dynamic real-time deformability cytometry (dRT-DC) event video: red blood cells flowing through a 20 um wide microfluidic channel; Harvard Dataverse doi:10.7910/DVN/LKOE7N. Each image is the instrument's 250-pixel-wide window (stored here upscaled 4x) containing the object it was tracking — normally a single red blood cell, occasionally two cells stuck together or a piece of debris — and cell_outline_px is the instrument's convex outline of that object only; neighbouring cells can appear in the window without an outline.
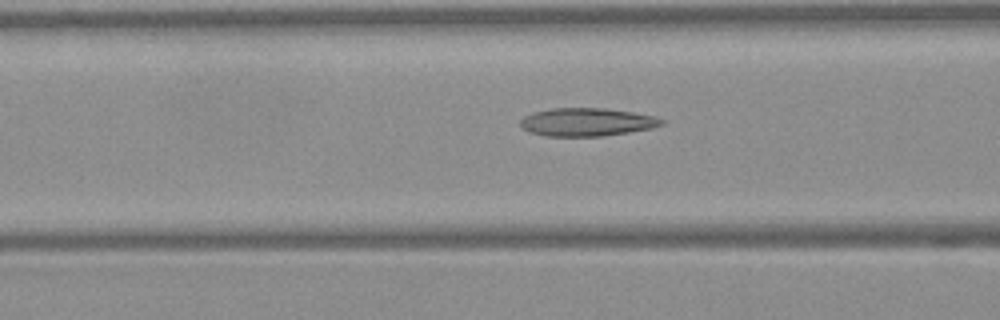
{"species": "Egyptian fruit bat (a non-hibernating species)", "species_latin": "Rousettus aegyptiacus", "temperature_condition": "warm", "stored_images_in_passage": 27, "camera_frame_rate_fps": 3000, "um_per_image_px": 0.085, "frame": {"image": 1, "passage_image": 6, "time_ms": 1.667, "image_size_px": [1000, 320], "cell_outline_px": [[664, 124], [652, 128], [604, 136], [548, 136], [528, 132], [520, 124], [520, 120], [524, 116], [532, 112], [552, 108], [604, 108], [632, 112], [652, 116], [664, 120]], "centroid_in_image_um": [49.85, 10.37], "position_along_channel_um": 116.7, "area_um2": 23.06}}
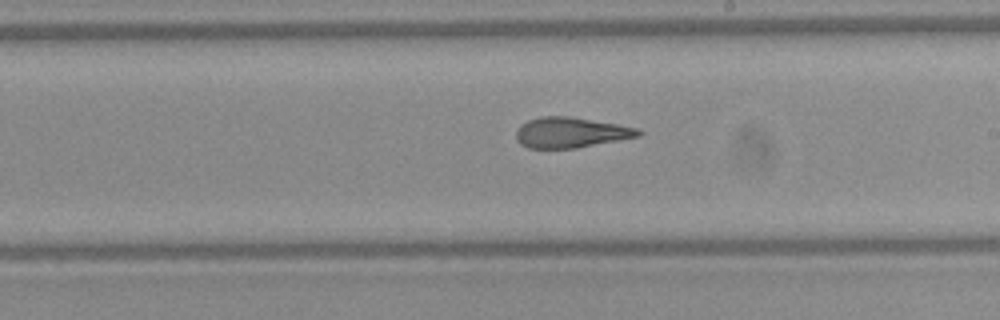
{"frame": {"image": 2, "passage_image": 15, "time_ms": 4.667, "image_size_px": [1000, 320], "cell_outline_px": [[644, 132], [640, 136], [576, 148], [528, 148], [520, 144], [516, 140], [516, 132], [520, 124], [528, 120], [544, 116], [568, 116], [640, 128]], "centroid_in_image_um": [48.51, 11.27], "position_along_channel_um": 240.5, "area_um2": 21.68}}
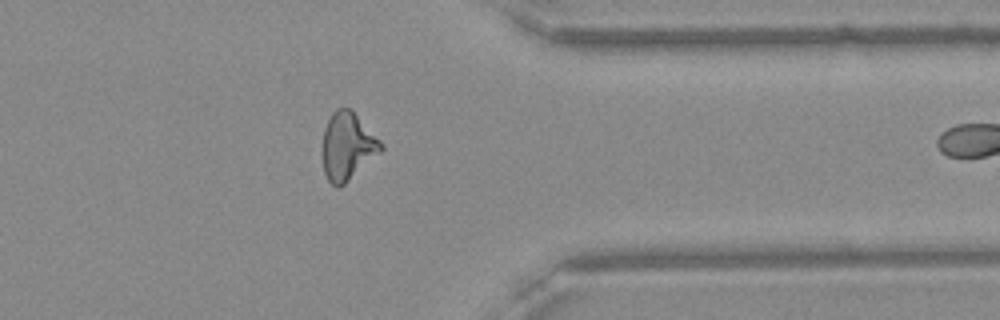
{"frame": {"image": 3, "passage_image": 26, "time_ms": 8.333, "image_size_px": [1000, 320], "cell_outline_px": [[384, 148], [380, 152], [340, 188], [336, 188], [328, 180], [324, 172], [324, 128], [332, 112], [336, 108], [348, 108], [384, 144]], "centroid_in_image_um": [29.54, 12.46], "position_along_channel_um": 381.9, "area_um2": 22.37}}